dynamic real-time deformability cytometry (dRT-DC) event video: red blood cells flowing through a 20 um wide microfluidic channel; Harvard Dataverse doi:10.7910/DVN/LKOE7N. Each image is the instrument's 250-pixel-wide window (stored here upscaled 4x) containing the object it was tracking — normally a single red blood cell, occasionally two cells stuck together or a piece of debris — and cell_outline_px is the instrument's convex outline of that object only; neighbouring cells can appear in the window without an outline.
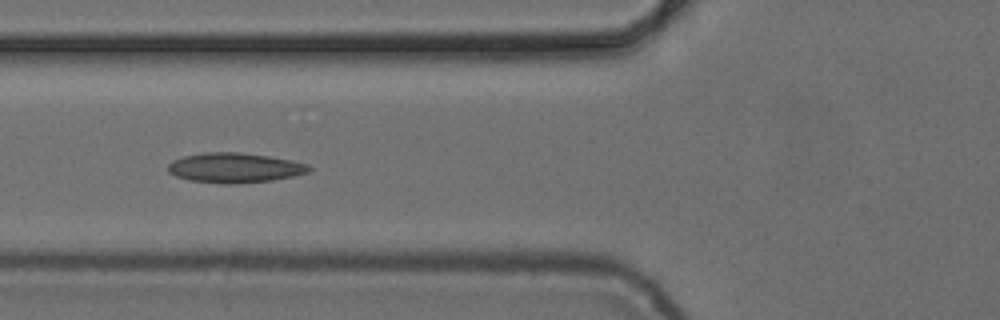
{"species": "common noctule bat (a hibernating species)", "species_latin": "Nyctalus noctula", "temperature_condition": "cold", "stored_images_in_passage": 7, "camera_frame_rate_fps": 3000, "um_per_image_px": 0.085, "animal": {"sex": "female", "body_mass_g": 24.6, "forearm_length_mm": 56.2}, "frame": {"image": 1, "passage_image": 5, "time_ms": 5.333, "image_size_px": [1000, 320], "cell_outline_px": [[312, 168], [308, 172], [292, 176], [272, 180], [236, 184], [228, 184], [188, 180], [176, 176], [168, 172], [168, 164], [172, 160], [184, 156], [208, 152], [240, 152], [268, 156], [308, 164]], "centroid_in_image_um": [19.92, 14.26], "position_along_channel_um": 105.9, "area_um2": 24.39}}
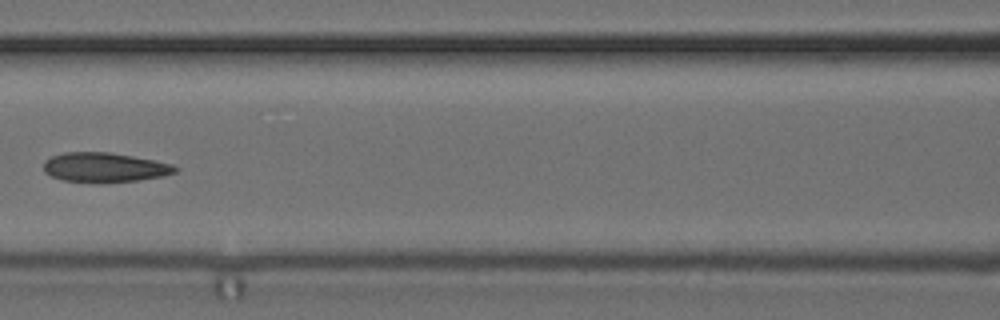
{"frame": {"image": 2, "passage_image": 6, "time_ms": 6.667, "image_size_px": [1000, 320], "cell_outline_px": [[180, 168], [176, 172], [164, 176], [136, 180], [100, 184], [64, 180], [52, 176], [44, 172], [44, 160], [52, 156], [64, 152], [108, 152], [132, 156], [172, 164]], "centroid_in_image_um": [8.88, 14.24], "position_along_channel_um": 157.7, "area_um2": 22.83}}
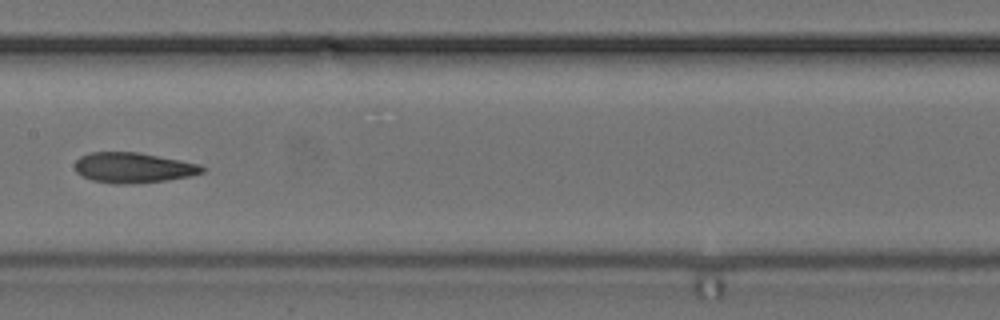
{"frame": {"image": 3, "passage_image": 7, "time_ms": 7.667, "image_size_px": [1000, 320], "cell_outline_px": [[208, 168], [204, 172], [192, 176], [164, 180], [132, 184], [112, 184], [92, 180], [76, 172], [76, 160], [80, 156], [88, 152], [140, 152], [200, 164]], "centroid_in_image_um": [11.36, 14.25], "position_along_channel_um": 196.0, "area_um2": 22.66}}